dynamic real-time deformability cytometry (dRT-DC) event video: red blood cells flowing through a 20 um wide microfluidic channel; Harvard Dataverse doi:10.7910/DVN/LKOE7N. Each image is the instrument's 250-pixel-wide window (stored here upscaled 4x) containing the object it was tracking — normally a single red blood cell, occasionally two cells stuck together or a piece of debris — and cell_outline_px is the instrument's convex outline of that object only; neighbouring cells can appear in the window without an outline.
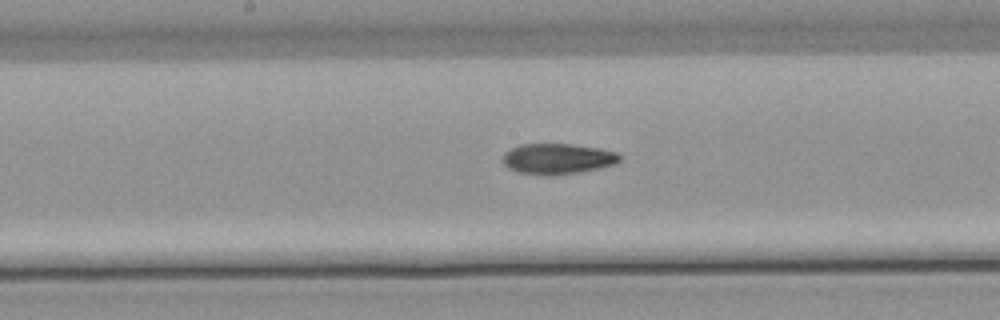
{"species": "common noctule bat (a hibernating species)", "species_latin": "Nyctalus noctula", "temperature_condition": "warm", "stored_images_in_passage": 23, "camera_frame_rate_fps": 3000, "um_per_image_px": 0.085, "animal": {"sex": "male", "body_mass_g": 21.5, "forearm_length_mm": 52.0}, "frame": {"image": 1, "passage_image": 14, "time_ms": 4.333, "image_size_px": [1000, 320], "cell_outline_px": [[624, 156], [616, 164], [576, 172], [520, 172], [508, 168], [504, 164], [504, 152], [520, 144], [572, 144], [600, 148], [616, 152]], "centroid_in_image_um": [47.45, 13.43], "position_along_channel_um": 200.7, "area_um2": 19.94}}
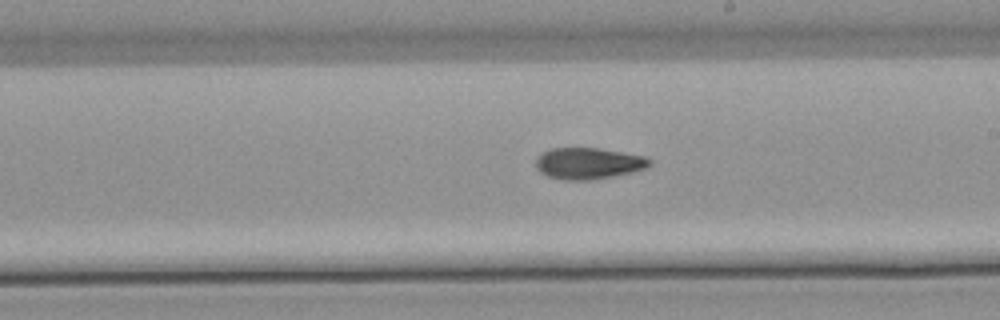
{"frame": {"image": 2, "passage_image": 17, "time_ms": 5.333, "image_size_px": [1000, 320], "cell_outline_px": [[652, 164], [644, 168], [632, 172], [592, 180], [564, 180], [548, 176], [540, 172], [536, 168], [536, 160], [544, 152], [552, 148], [600, 148], [644, 156], [652, 160]], "centroid_in_image_um": [50.02, 13.89], "position_along_channel_um": 239.0, "area_um2": 20.69}}
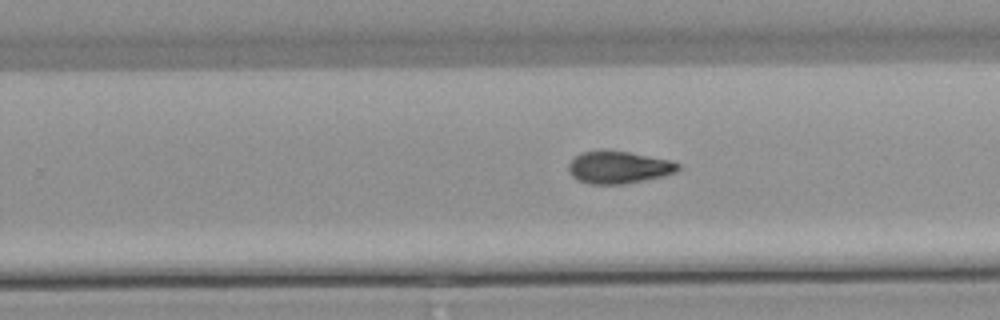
{"frame": {"image": 3, "passage_image": 20, "time_ms": 6.333, "image_size_px": [1000, 320], "cell_outline_px": [[680, 168], [676, 172], [644, 180], [624, 184], [592, 184], [580, 180], [572, 176], [568, 168], [568, 164], [580, 152], [628, 152], [672, 160], [680, 164]], "centroid_in_image_um": [52.62, 14.24], "position_along_channel_um": 277.2, "area_um2": 20.11}}